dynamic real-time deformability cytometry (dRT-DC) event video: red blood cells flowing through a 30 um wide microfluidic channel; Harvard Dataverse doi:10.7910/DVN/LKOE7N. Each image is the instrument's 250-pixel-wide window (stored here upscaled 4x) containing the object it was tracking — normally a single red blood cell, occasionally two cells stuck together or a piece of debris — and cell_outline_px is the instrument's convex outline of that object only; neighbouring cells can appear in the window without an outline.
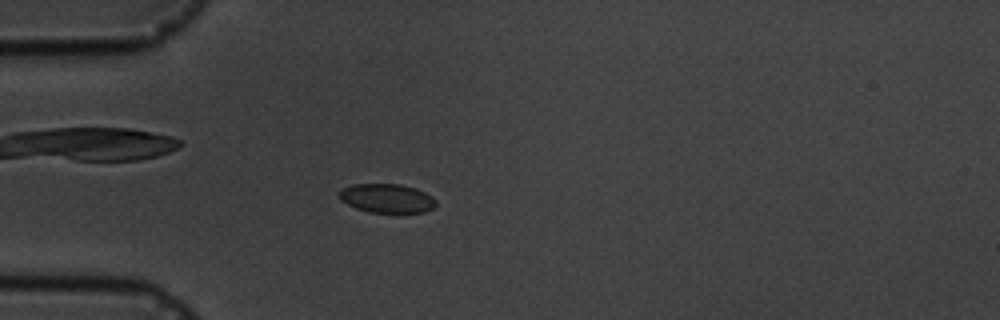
{"species": "common noctule bat (a hibernating species)", "species_latin": "Nyctalus noctula", "temperature_condition": "cold", "stored_images_in_passage": 5, "camera_frame_rate_fps": 3000, "um_per_image_px": 0.085, "animal": {"sex": "male", "body_mass_g": 19.5, "forearm_length_mm": 54.6}, "frame": {"image": 1, "passage_image": 4, "time_ms": 3.667, "image_size_px": [1000, 320], "cell_outline_px": [[436, 204], [432, 208], [424, 212], [368, 212], [356, 208], [340, 200], [336, 196], [344, 188], [352, 184], [400, 184], [416, 188], [432, 196], [436, 200]], "centroid_in_image_um": [32.87, 16.85], "position_along_channel_um": 52.1, "area_um2": 16.3}}